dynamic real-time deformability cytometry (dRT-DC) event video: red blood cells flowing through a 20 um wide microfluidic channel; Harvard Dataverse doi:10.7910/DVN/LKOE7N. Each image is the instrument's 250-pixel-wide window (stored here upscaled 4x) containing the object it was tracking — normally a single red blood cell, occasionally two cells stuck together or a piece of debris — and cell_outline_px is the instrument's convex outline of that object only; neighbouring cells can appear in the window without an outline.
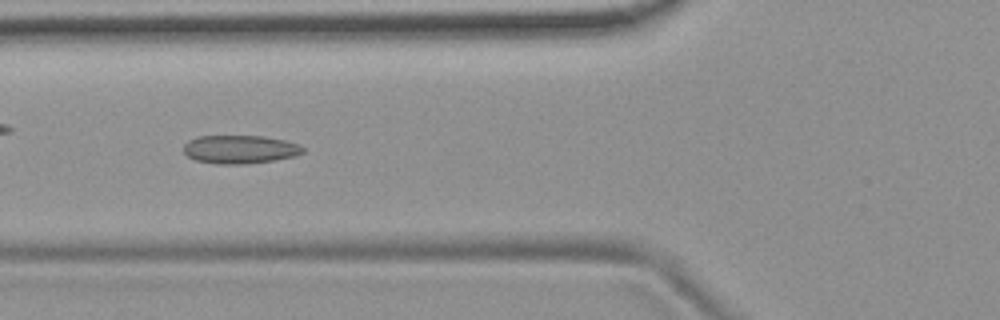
{"species": "common noctule bat (a hibernating species)", "species_latin": "Nyctalus noctula", "temperature_condition": "room temperature", "stored_images_in_passage": 16, "camera_frame_rate_fps": 3000, "um_per_image_px": 0.085, "animal": {"sex": "female", "body_mass_g": 19.9}, "frame": {"image": 1, "passage_image": 10, "time_ms": 3.0, "image_size_px": [1000, 320], "cell_outline_px": [[304, 152], [296, 156], [276, 160], [244, 164], [216, 164], [196, 160], [188, 156], [184, 152], [184, 144], [188, 140], [196, 136], [264, 136], [284, 140], [300, 144], [304, 148]], "centroid_in_image_um": [20.41, 12.69], "position_along_channel_um": 105.4, "area_um2": 19.88}}